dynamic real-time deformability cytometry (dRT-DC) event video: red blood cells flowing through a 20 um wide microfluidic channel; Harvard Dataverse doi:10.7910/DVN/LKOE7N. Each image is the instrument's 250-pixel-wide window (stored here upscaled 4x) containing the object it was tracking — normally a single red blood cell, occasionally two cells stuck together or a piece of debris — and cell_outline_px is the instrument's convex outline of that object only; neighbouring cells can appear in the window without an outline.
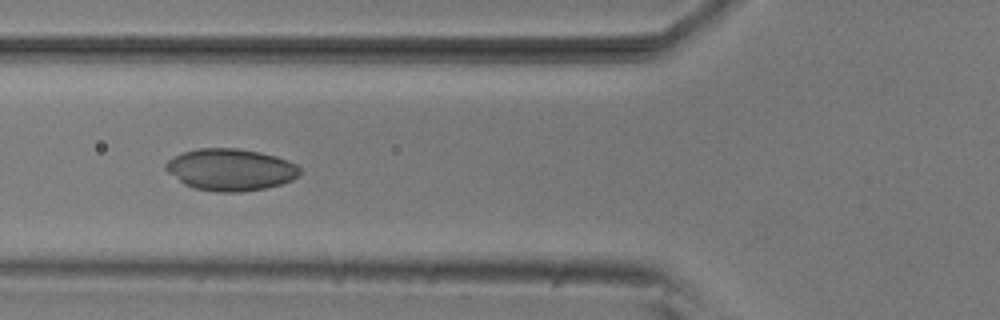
{"species": "common noctule bat (a hibernating species)", "species_latin": "Nyctalus noctula", "temperature_condition": "room temperature", "stored_images_in_passage": 9, "camera_frame_rate_fps": 3000, "um_per_image_px": 0.085, "animal": {"sex": "male", "body_mass_g": 20.5, "forearm_length_mm": 52.5}, "frame": {"image": 1, "passage_image": 6, "time_ms": 1.667, "image_size_px": [1000, 320], "cell_outline_px": [[300, 176], [292, 180], [280, 184], [264, 188], [240, 192], [216, 192], [196, 188], [184, 184], [168, 172], [164, 168], [164, 164], [172, 156], [184, 152], [200, 148], [236, 148], [260, 152], [276, 156], [288, 160], [296, 164], [300, 168]], "centroid_in_image_um": [19.6, 14.41], "position_along_channel_um": 106.2, "area_um2": 32.77}}
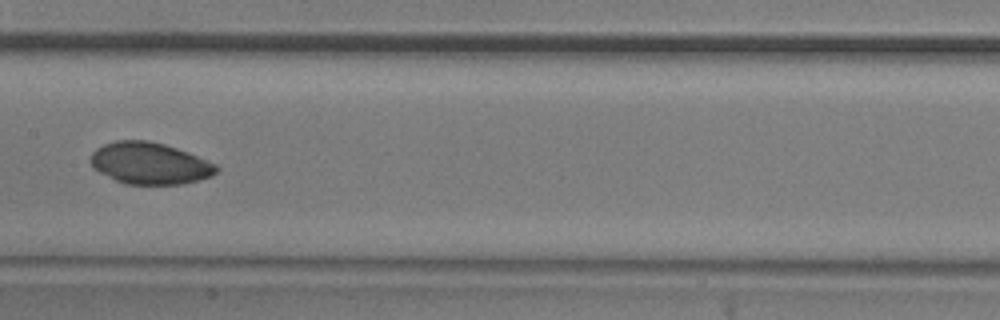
{"frame": {"image": 2, "passage_image": 8, "time_ms": 2.333, "image_size_px": [1000, 320], "cell_outline_px": [[220, 168], [212, 176], [200, 180], [184, 184], [124, 184], [100, 172], [92, 164], [92, 152], [96, 148], [104, 144], [116, 140], [148, 140], [164, 144], [188, 152], [216, 164]], "centroid_in_image_um": [12.77, 13.88], "position_along_channel_um": 194.6, "area_um2": 30.46}}
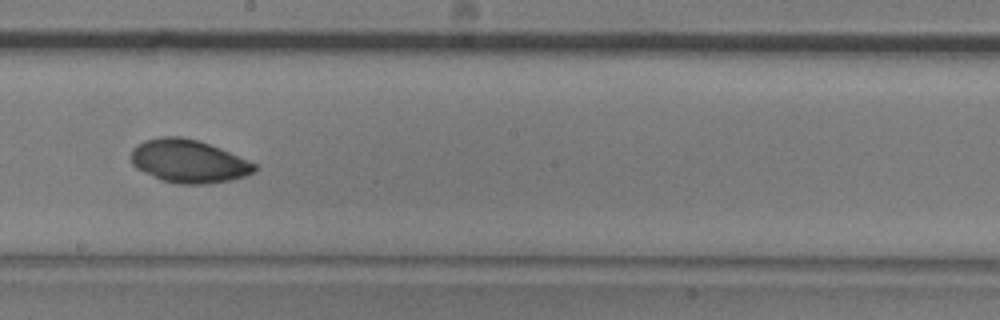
{"frame": {"image": 3, "passage_image": 9, "time_ms": 2.667, "image_size_px": [1000, 320], "cell_outline_px": [[256, 172], [232, 180], [208, 184], [176, 184], [160, 180], [136, 168], [132, 164], [128, 156], [132, 148], [136, 144], [144, 140], [160, 136], [180, 136], [200, 140], [220, 148], [256, 164]], "centroid_in_image_um": [15.98, 13.7], "position_along_channel_um": 232.2, "area_um2": 31.5}}